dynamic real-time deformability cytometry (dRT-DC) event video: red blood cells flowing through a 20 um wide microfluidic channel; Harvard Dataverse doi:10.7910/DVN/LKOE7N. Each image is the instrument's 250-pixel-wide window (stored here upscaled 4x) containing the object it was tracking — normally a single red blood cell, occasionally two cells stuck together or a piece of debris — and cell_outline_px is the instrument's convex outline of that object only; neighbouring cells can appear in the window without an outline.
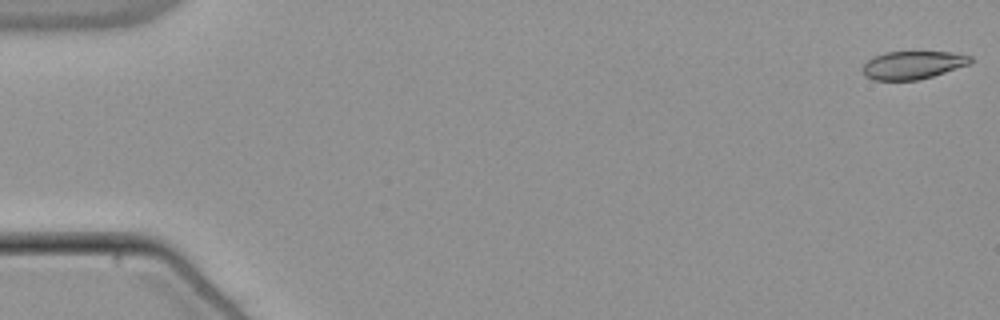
{"species": "common noctule bat (a hibernating species)", "species_latin": "Nyctalus noctula", "temperature_condition": "warm", "stored_images_in_passage": 54, "camera_frame_rate_fps": 3000, "um_per_image_px": 0.085, "animal": {"sex": "male", "body_mass_g": 21.5, "forearm_length_mm": 52.0}, "frame": {"image": 1, "passage_image": 1, "time_ms": 0.0, "image_size_px": [1000, 320], "cell_outline_px": [[972, 60], [968, 64], [932, 76], [916, 80], [876, 80], [864, 76], [864, 64], [872, 56], [884, 52], [948, 52], [972, 56]], "centroid_in_image_um": [77.55, 5.52], "position_along_channel_um": 7.5, "area_um2": 17.34}}
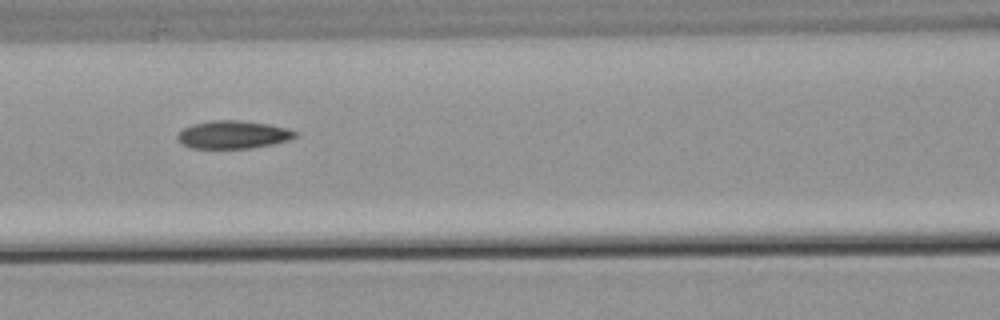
{"frame": {"image": 2, "passage_image": 24, "time_ms": 7.667, "image_size_px": [1000, 320], "cell_outline_px": [[296, 136], [288, 140], [272, 144], [248, 148], [192, 148], [176, 140], [176, 136], [184, 128], [192, 124], [212, 120], [240, 120], [268, 124], [288, 128], [296, 132]], "centroid_in_image_um": [19.79, 11.44], "position_along_channel_um": 146.8, "area_um2": 19.02}}
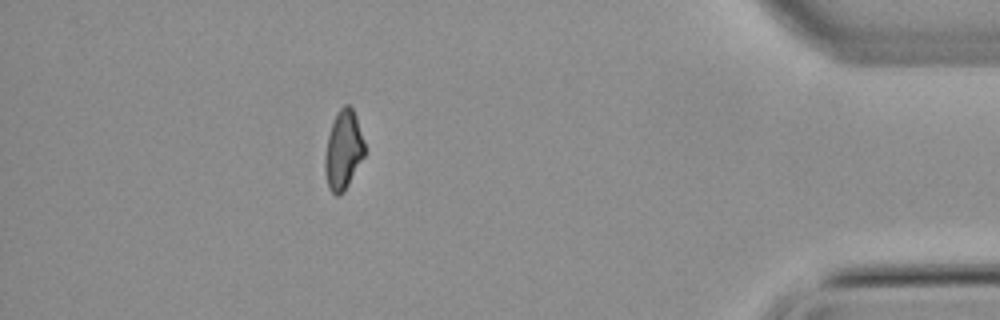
{"frame": {"image": 3, "passage_image": 48, "time_ms": 15.667, "image_size_px": [1000, 320], "cell_outline_px": [[364, 156], [344, 192], [340, 196], [336, 196], [328, 188], [324, 172], [324, 160], [328, 136], [332, 124], [340, 108], [344, 104], [348, 104], [352, 108], [356, 116], [364, 140]], "centroid_in_image_um": [29.17, 12.79], "position_along_channel_um": 406.0, "area_um2": 18.21}, "authors_computed_cell_mechanics": {"area_um2": 19.1029, "velocity_mm_per_s": 3.8469, "shape_relaxation_time_tau1_ms": 7.6534, "shape_relaxation_time_tau2_ms": 4.7703, "deformation_change_tau1": 0.1944, "deformation_change_tau2": 0.1104}}